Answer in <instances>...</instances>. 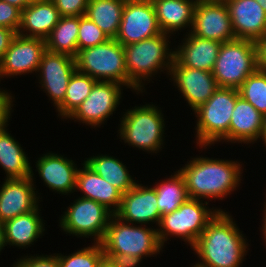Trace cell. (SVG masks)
Here are the masks:
<instances>
[{
  "label": "cell",
  "instance_id": "obj_13",
  "mask_svg": "<svg viewBox=\"0 0 266 267\" xmlns=\"http://www.w3.org/2000/svg\"><path fill=\"white\" fill-rule=\"evenodd\" d=\"M161 33L151 0H125L120 28L115 37L119 43L130 45Z\"/></svg>",
  "mask_w": 266,
  "mask_h": 267
},
{
  "label": "cell",
  "instance_id": "obj_8",
  "mask_svg": "<svg viewBox=\"0 0 266 267\" xmlns=\"http://www.w3.org/2000/svg\"><path fill=\"white\" fill-rule=\"evenodd\" d=\"M76 70L96 81H111L128 89L125 53L116 39L79 50L75 57Z\"/></svg>",
  "mask_w": 266,
  "mask_h": 267
},
{
  "label": "cell",
  "instance_id": "obj_28",
  "mask_svg": "<svg viewBox=\"0 0 266 267\" xmlns=\"http://www.w3.org/2000/svg\"><path fill=\"white\" fill-rule=\"evenodd\" d=\"M109 155L99 153L94 156L93 154V156L85 158L86 160L84 159L83 161L104 180L117 188L122 194H125L139 180H136L134 175L132 177L122 160L120 161L118 157Z\"/></svg>",
  "mask_w": 266,
  "mask_h": 267
},
{
  "label": "cell",
  "instance_id": "obj_31",
  "mask_svg": "<svg viewBox=\"0 0 266 267\" xmlns=\"http://www.w3.org/2000/svg\"><path fill=\"white\" fill-rule=\"evenodd\" d=\"M157 194V205L161 216L177 210L188 198L185 180L176 169L169 177L152 184Z\"/></svg>",
  "mask_w": 266,
  "mask_h": 267
},
{
  "label": "cell",
  "instance_id": "obj_4",
  "mask_svg": "<svg viewBox=\"0 0 266 267\" xmlns=\"http://www.w3.org/2000/svg\"><path fill=\"white\" fill-rule=\"evenodd\" d=\"M150 103L135 105L121 112L116 136H119L120 142L123 140L124 145L157 155L166 144V116L161 107Z\"/></svg>",
  "mask_w": 266,
  "mask_h": 267
},
{
  "label": "cell",
  "instance_id": "obj_11",
  "mask_svg": "<svg viewBox=\"0 0 266 267\" xmlns=\"http://www.w3.org/2000/svg\"><path fill=\"white\" fill-rule=\"evenodd\" d=\"M124 89L126 88L123 85L116 82L96 81L88 97L66 120L91 126V129L101 128L102 125L104 127L122 103Z\"/></svg>",
  "mask_w": 266,
  "mask_h": 267
},
{
  "label": "cell",
  "instance_id": "obj_10",
  "mask_svg": "<svg viewBox=\"0 0 266 267\" xmlns=\"http://www.w3.org/2000/svg\"><path fill=\"white\" fill-rule=\"evenodd\" d=\"M59 216V227L64 234L77 238H92V243H101L109 221L114 215L104 205L76 196Z\"/></svg>",
  "mask_w": 266,
  "mask_h": 267
},
{
  "label": "cell",
  "instance_id": "obj_14",
  "mask_svg": "<svg viewBox=\"0 0 266 267\" xmlns=\"http://www.w3.org/2000/svg\"><path fill=\"white\" fill-rule=\"evenodd\" d=\"M76 70L75 58L46 50L41 58L36 78L55 109L64 101L70 78Z\"/></svg>",
  "mask_w": 266,
  "mask_h": 267
},
{
  "label": "cell",
  "instance_id": "obj_35",
  "mask_svg": "<svg viewBox=\"0 0 266 267\" xmlns=\"http://www.w3.org/2000/svg\"><path fill=\"white\" fill-rule=\"evenodd\" d=\"M108 39L110 38L86 15L79 16L78 51L104 43Z\"/></svg>",
  "mask_w": 266,
  "mask_h": 267
},
{
  "label": "cell",
  "instance_id": "obj_47",
  "mask_svg": "<svg viewBox=\"0 0 266 267\" xmlns=\"http://www.w3.org/2000/svg\"><path fill=\"white\" fill-rule=\"evenodd\" d=\"M4 247H6L4 242V223L0 222V253L5 249Z\"/></svg>",
  "mask_w": 266,
  "mask_h": 267
},
{
  "label": "cell",
  "instance_id": "obj_34",
  "mask_svg": "<svg viewBox=\"0 0 266 267\" xmlns=\"http://www.w3.org/2000/svg\"><path fill=\"white\" fill-rule=\"evenodd\" d=\"M60 267H98L105 258L101 243H92L74 252L56 253Z\"/></svg>",
  "mask_w": 266,
  "mask_h": 267
},
{
  "label": "cell",
  "instance_id": "obj_7",
  "mask_svg": "<svg viewBox=\"0 0 266 267\" xmlns=\"http://www.w3.org/2000/svg\"><path fill=\"white\" fill-rule=\"evenodd\" d=\"M104 253H123L145 259L157 257L164 248L154 226L131 224L113 215L101 242ZM146 257V258H145Z\"/></svg>",
  "mask_w": 266,
  "mask_h": 267
},
{
  "label": "cell",
  "instance_id": "obj_5",
  "mask_svg": "<svg viewBox=\"0 0 266 267\" xmlns=\"http://www.w3.org/2000/svg\"><path fill=\"white\" fill-rule=\"evenodd\" d=\"M239 96L238 89L219 87L205 103L193 111L196 117L194 143L197 144L196 148L201 149L199 151L210 149L219 143L229 144L230 121Z\"/></svg>",
  "mask_w": 266,
  "mask_h": 267
},
{
  "label": "cell",
  "instance_id": "obj_42",
  "mask_svg": "<svg viewBox=\"0 0 266 267\" xmlns=\"http://www.w3.org/2000/svg\"><path fill=\"white\" fill-rule=\"evenodd\" d=\"M29 254L23 255L20 258L16 259L11 265L12 267H38V254Z\"/></svg>",
  "mask_w": 266,
  "mask_h": 267
},
{
  "label": "cell",
  "instance_id": "obj_12",
  "mask_svg": "<svg viewBox=\"0 0 266 267\" xmlns=\"http://www.w3.org/2000/svg\"><path fill=\"white\" fill-rule=\"evenodd\" d=\"M45 51L44 39L26 37L17 33L0 62V81L4 80L3 78L35 75Z\"/></svg>",
  "mask_w": 266,
  "mask_h": 267
},
{
  "label": "cell",
  "instance_id": "obj_48",
  "mask_svg": "<svg viewBox=\"0 0 266 267\" xmlns=\"http://www.w3.org/2000/svg\"><path fill=\"white\" fill-rule=\"evenodd\" d=\"M98 267H113V266L108 262V260H107L106 258H104V259L100 262V264H99Z\"/></svg>",
  "mask_w": 266,
  "mask_h": 267
},
{
  "label": "cell",
  "instance_id": "obj_36",
  "mask_svg": "<svg viewBox=\"0 0 266 267\" xmlns=\"http://www.w3.org/2000/svg\"><path fill=\"white\" fill-rule=\"evenodd\" d=\"M22 10L5 1L0 0V26L14 30L16 33L20 26Z\"/></svg>",
  "mask_w": 266,
  "mask_h": 267
},
{
  "label": "cell",
  "instance_id": "obj_26",
  "mask_svg": "<svg viewBox=\"0 0 266 267\" xmlns=\"http://www.w3.org/2000/svg\"><path fill=\"white\" fill-rule=\"evenodd\" d=\"M61 15L52 0H36L21 12L18 34L46 39Z\"/></svg>",
  "mask_w": 266,
  "mask_h": 267
},
{
  "label": "cell",
  "instance_id": "obj_37",
  "mask_svg": "<svg viewBox=\"0 0 266 267\" xmlns=\"http://www.w3.org/2000/svg\"><path fill=\"white\" fill-rule=\"evenodd\" d=\"M61 16H83L89 0H52Z\"/></svg>",
  "mask_w": 266,
  "mask_h": 267
},
{
  "label": "cell",
  "instance_id": "obj_39",
  "mask_svg": "<svg viewBox=\"0 0 266 267\" xmlns=\"http://www.w3.org/2000/svg\"><path fill=\"white\" fill-rule=\"evenodd\" d=\"M105 258L113 267H140L143 259L123 253H104Z\"/></svg>",
  "mask_w": 266,
  "mask_h": 267
},
{
  "label": "cell",
  "instance_id": "obj_32",
  "mask_svg": "<svg viewBox=\"0 0 266 267\" xmlns=\"http://www.w3.org/2000/svg\"><path fill=\"white\" fill-rule=\"evenodd\" d=\"M95 83L96 80L88 74L75 70L67 86L64 101L55 109L58 113L57 117H61V120L66 121L75 109L88 97Z\"/></svg>",
  "mask_w": 266,
  "mask_h": 267
},
{
  "label": "cell",
  "instance_id": "obj_24",
  "mask_svg": "<svg viewBox=\"0 0 266 267\" xmlns=\"http://www.w3.org/2000/svg\"><path fill=\"white\" fill-rule=\"evenodd\" d=\"M41 204L31 212L19 215L4 223L5 246H15L18 249H27L34 245L47 231L46 223L41 217ZM46 228V229H45Z\"/></svg>",
  "mask_w": 266,
  "mask_h": 267
},
{
  "label": "cell",
  "instance_id": "obj_49",
  "mask_svg": "<svg viewBox=\"0 0 266 267\" xmlns=\"http://www.w3.org/2000/svg\"><path fill=\"white\" fill-rule=\"evenodd\" d=\"M255 1H257L266 12V0H255Z\"/></svg>",
  "mask_w": 266,
  "mask_h": 267
},
{
  "label": "cell",
  "instance_id": "obj_1",
  "mask_svg": "<svg viewBox=\"0 0 266 267\" xmlns=\"http://www.w3.org/2000/svg\"><path fill=\"white\" fill-rule=\"evenodd\" d=\"M177 169L185 180L189 198L224 200L242 186L244 163L240 160L220 159L206 156H191Z\"/></svg>",
  "mask_w": 266,
  "mask_h": 267
},
{
  "label": "cell",
  "instance_id": "obj_38",
  "mask_svg": "<svg viewBox=\"0 0 266 267\" xmlns=\"http://www.w3.org/2000/svg\"><path fill=\"white\" fill-rule=\"evenodd\" d=\"M2 87L0 90V129L4 126L8 125V123L11 121L12 113L15 109H13V106L15 105L13 102H15V95L13 96L12 92Z\"/></svg>",
  "mask_w": 266,
  "mask_h": 267
},
{
  "label": "cell",
  "instance_id": "obj_3",
  "mask_svg": "<svg viewBox=\"0 0 266 267\" xmlns=\"http://www.w3.org/2000/svg\"><path fill=\"white\" fill-rule=\"evenodd\" d=\"M171 38V35L162 32L152 38L123 46L128 88L132 93L142 95L145 92L146 95L145 87L150 82L154 83L152 79L155 80L157 74L164 73L168 78L175 52L174 46L173 49L171 47Z\"/></svg>",
  "mask_w": 266,
  "mask_h": 267
},
{
  "label": "cell",
  "instance_id": "obj_41",
  "mask_svg": "<svg viewBox=\"0 0 266 267\" xmlns=\"http://www.w3.org/2000/svg\"><path fill=\"white\" fill-rule=\"evenodd\" d=\"M258 69L266 72V34L256 42Z\"/></svg>",
  "mask_w": 266,
  "mask_h": 267
},
{
  "label": "cell",
  "instance_id": "obj_2",
  "mask_svg": "<svg viewBox=\"0 0 266 267\" xmlns=\"http://www.w3.org/2000/svg\"><path fill=\"white\" fill-rule=\"evenodd\" d=\"M242 232L231 213L218 211L190 248L198 258L194 263L200 267L243 266L251 244Z\"/></svg>",
  "mask_w": 266,
  "mask_h": 267
},
{
  "label": "cell",
  "instance_id": "obj_6",
  "mask_svg": "<svg viewBox=\"0 0 266 267\" xmlns=\"http://www.w3.org/2000/svg\"><path fill=\"white\" fill-rule=\"evenodd\" d=\"M210 205L204 200L188 198L177 210L161 216L157 235L162 247L171 238H179L191 248L217 212L224 211Z\"/></svg>",
  "mask_w": 266,
  "mask_h": 267
},
{
  "label": "cell",
  "instance_id": "obj_43",
  "mask_svg": "<svg viewBox=\"0 0 266 267\" xmlns=\"http://www.w3.org/2000/svg\"><path fill=\"white\" fill-rule=\"evenodd\" d=\"M38 267H60L56 253L47 255L38 253Z\"/></svg>",
  "mask_w": 266,
  "mask_h": 267
},
{
  "label": "cell",
  "instance_id": "obj_16",
  "mask_svg": "<svg viewBox=\"0 0 266 267\" xmlns=\"http://www.w3.org/2000/svg\"><path fill=\"white\" fill-rule=\"evenodd\" d=\"M31 177L3 179L0 185V222L5 223L19 215L34 211L43 200L36 190L35 172ZM35 183V184H34Z\"/></svg>",
  "mask_w": 266,
  "mask_h": 267
},
{
  "label": "cell",
  "instance_id": "obj_30",
  "mask_svg": "<svg viewBox=\"0 0 266 267\" xmlns=\"http://www.w3.org/2000/svg\"><path fill=\"white\" fill-rule=\"evenodd\" d=\"M79 16H61L45 39L46 50L76 57L78 53Z\"/></svg>",
  "mask_w": 266,
  "mask_h": 267
},
{
  "label": "cell",
  "instance_id": "obj_40",
  "mask_svg": "<svg viewBox=\"0 0 266 267\" xmlns=\"http://www.w3.org/2000/svg\"><path fill=\"white\" fill-rule=\"evenodd\" d=\"M16 34L14 30L0 26V62Z\"/></svg>",
  "mask_w": 266,
  "mask_h": 267
},
{
  "label": "cell",
  "instance_id": "obj_44",
  "mask_svg": "<svg viewBox=\"0 0 266 267\" xmlns=\"http://www.w3.org/2000/svg\"><path fill=\"white\" fill-rule=\"evenodd\" d=\"M265 196H266V194H264ZM266 198V197H265ZM263 207H264V209H263V213H262V220H261V228H260V232L262 233L261 234V238L264 240L263 242H265V247H266V199L264 200V204H263Z\"/></svg>",
  "mask_w": 266,
  "mask_h": 267
},
{
  "label": "cell",
  "instance_id": "obj_25",
  "mask_svg": "<svg viewBox=\"0 0 266 267\" xmlns=\"http://www.w3.org/2000/svg\"><path fill=\"white\" fill-rule=\"evenodd\" d=\"M197 1L151 0L161 31L172 37L187 28L188 33L191 32Z\"/></svg>",
  "mask_w": 266,
  "mask_h": 267
},
{
  "label": "cell",
  "instance_id": "obj_27",
  "mask_svg": "<svg viewBox=\"0 0 266 267\" xmlns=\"http://www.w3.org/2000/svg\"><path fill=\"white\" fill-rule=\"evenodd\" d=\"M9 125L0 129V168L6 179L31 177V160L23 146L9 133Z\"/></svg>",
  "mask_w": 266,
  "mask_h": 267
},
{
  "label": "cell",
  "instance_id": "obj_17",
  "mask_svg": "<svg viewBox=\"0 0 266 267\" xmlns=\"http://www.w3.org/2000/svg\"><path fill=\"white\" fill-rule=\"evenodd\" d=\"M168 78L192 112L219 88L212 72L181 66L175 59Z\"/></svg>",
  "mask_w": 266,
  "mask_h": 267
},
{
  "label": "cell",
  "instance_id": "obj_22",
  "mask_svg": "<svg viewBox=\"0 0 266 267\" xmlns=\"http://www.w3.org/2000/svg\"><path fill=\"white\" fill-rule=\"evenodd\" d=\"M263 130V115L249 102L239 96L229 127V144H250L260 142ZM258 141V142H257Z\"/></svg>",
  "mask_w": 266,
  "mask_h": 267
},
{
  "label": "cell",
  "instance_id": "obj_29",
  "mask_svg": "<svg viewBox=\"0 0 266 267\" xmlns=\"http://www.w3.org/2000/svg\"><path fill=\"white\" fill-rule=\"evenodd\" d=\"M125 0H89L85 15L110 39H115L122 20Z\"/></svg>",
  "mask_w": 266,
  "mask_h": 267
},
{
  "label": "cell",
  "instance_id": "obj_46",
  "mask_svg": "<svg viewBox=\"0 0 266 267\" xmlns=\"http://www.w3.org/2000/svg\"><path fill=\"white\" fill-rule=\"evenodd\" d=\"M260 141L263 142V147H265L266 150V115L263 116V130L260 136Z\"/></svg>",
  "mask_w": 266,
  "mask_h": 267
},
{
  "label": "cell",
  "instance_id": "obj_21",
  "mask_svg": "<svg viewBox=\"0 0 266 267\" xmlns=\"http://www.w3.org/2000/svg\"><path fill=\"white\" fill-rule=\"evenodd\" d=\"M184 33L181 43L174 47V59L181 66L212 72L222 43Z\"/></svg>",
  "mask_w": 266,
  "mask_h": 267
},
{
  "label": "cell",
  "instance_id": "obj_23",
  "mask_svg": "<svg viewBox=\"0 0 266 267\" xmlns=\"http://www.w3.org/2000/svg\"><path fill=\"white\" fill-rule=\"evenodd\" d=\"M76 175L75 192L80 191L79 197L92 199L115 214L121 205L122 193L98 175L84 161L81 162Z\"/></svg>",
  "mask_w": 266,
  "mask_h": 267
},
{
  "label": "cell",
  "instance_id": "obj_45",
  "mask_svg": "<svg viewBox=\"0 0 266 267\" xmlns=\"http://www.w3.org/2000/svg\"><path fill=\"white\" fill-rule=\"evenodd\" d=\"M2 1H5V2H7L11 5H14V6L18 7L19 9L23 10L28 5H30L33 1H36V0H2Z\"/></svg>",
  "mask_w": 266,
  "mask_h": 267
},
{
  "label": "cell",
  "instance_id": "obj_19",
  "mask_svg": "<svg viewBox=\"0 0 266 267\" xmlns=\"http://www.w3.org/2000/svg\"><path fill=\"white\" fill-rule=\"evenodd\" d=\"M64 156L53 151L43 153L35 160V172H38L49 190L63 196H71L72 193L75 194L79 166L75 160Z\"/></svg>",
  "mask_w": 266,
  "mask_h": 267
},
{
  "label": "cell",
  "instance_id": "obj_18",
  "mask_svg": "<svg viewBox=\"0 0 266 267\" xmlns=\"http://www.w3.org/2000/svg\"><path fill=\"white\" fill-rule=\"evenodd\" d=\"M114 215L127 223L148 226L155 224L157 228L161 214L154 187L138 181L133 188L122 194L120 208Z\"/></svg>",
  "mask_w": 266,
  "mask_h": 267
},
{
  "label": "cell",
  "instance_id": "obj_33",
  "mask_svg": "<svg viewBox=\"0 0 266 267\" xmlns=\"http://www.w3.org/2000/svg\"><path fill=\"white\" fill-rule=\"evenodd\" d=\"M239 95L266 115V72L257 69L238 88Z\"/></svg>",
  "mask_w": 266,
  "mask_h": 267
},
{
  "label": "cell",
  "instance_id": "obj_9",
  "mask_svg": "<svg viewBox=\"0 0 266 267\" xmlns=\"http://www.w3.org/2000/svg\"><path fill=\"white\" fill-rule=\"evenodd\" d=\"M257 69L255 41L234 39L221 44L212 73L219 87L238 89Z\"/></svg>",
  "mask_w": 266,
  "mask_h": 267
},
{
  "label": "cell",
  "instance_id": "obj_15",
  "mask_svg": "<svg viewBox=\"0 0 266 267\" xmlns=\"http://www.w3.org/2000/svg\"><path fill=\"white\" fill-rule=\"evenodd\" d=\"M191 33L221 43L236 39L230 12L224 0H198Z\"/></svg>",
  "mask_w": 266,
  "mask_h": 267
},
{
  "label": "cell",
  "instance_id": "obj_50",
  "mask_svg": "<svg viewBox=\"0 0 266 267\" xmlns=\"http://www.w3.org/2000/svg\"><path fill=\"white\" fill-rule=\"evenodd\" d=\"M190 267H200L197 264H195L194 262L192 263V265H190Z\"/></svg>",
  "mask_w": 266,
  "mask_h": 267
},
{
  "label": "cell",
  "instance_id": "obj_20",
  "mask_svg": "<svg viewBox=\"0 0 266 267\" xmlns=\"http://www.w3.org/2000/svg\"><path fill=\"white\" fill-rule=\"evenodd\" d=\"M236 39L257 41L266 34V12L255 0H224Z\"/></svg>",
  "mask_w": 266,
  "mask_h": 267
}]
</instances>
